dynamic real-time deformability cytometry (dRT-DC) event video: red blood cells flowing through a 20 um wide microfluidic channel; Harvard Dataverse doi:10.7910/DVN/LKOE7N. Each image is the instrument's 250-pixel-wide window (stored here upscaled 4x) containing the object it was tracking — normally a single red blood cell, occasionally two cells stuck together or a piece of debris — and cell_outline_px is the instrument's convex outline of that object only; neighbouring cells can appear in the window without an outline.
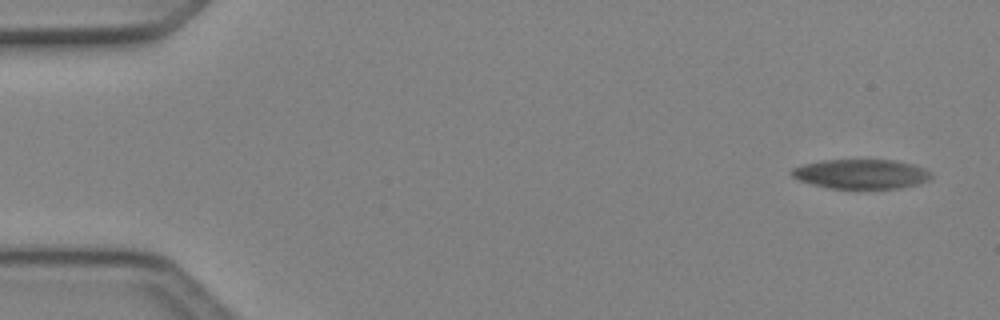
{"species": "Egyptian fruit bat (a non-hibernating species)", "species_latin": "Rousettus aegyptiacus", "temperature_condition": "cold", "stored_images_in_passage": 4, "camera_frame_rate_fps": 3000, "um_per_image_px": 0.085, "animal": {"sex": "female"}, "frame": {"image": 1, "passage_image": 1, "time_ms": 0.0, "image_size_px": [1000, 320], "cell_outline_px": [[932, 176], [928, 180], [920, 184], [896, 188], [828, 188], [812, 184], [800, 180], [792, 176], [788, 172], [792, 168], [804, 164], [820, 160], [896, 160], [912, 164], [924, 168], [932, 172]], "centroid_in_image_um": [73.2, 14.78], "position_along_channel_um": 11.8, "area_um2": 24.04}}
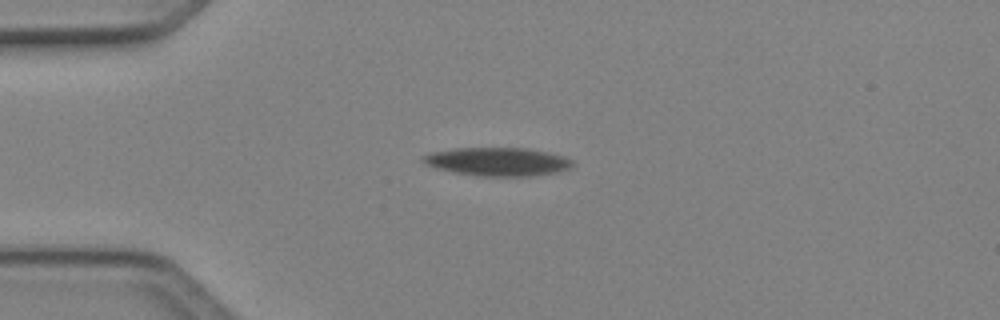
{"frame": {"image": 2, "passage_image": 4, "time_ms": 1.0, "image_size_px": [1000, 320], "cell_outline_px": [[576, 164], [572, 168], [556, 172], [532, 176], [476, 176], [436, 168], [424, 164], [420, 160], [420, 156], [428, 152], [456, 148], [528, 148], [548, 152], [564, 156], [572, 160]], "centroid_in_image_um": [42.28, 13.74], "position_along_channel_um": 42.7, "area_um2": 25.09}}